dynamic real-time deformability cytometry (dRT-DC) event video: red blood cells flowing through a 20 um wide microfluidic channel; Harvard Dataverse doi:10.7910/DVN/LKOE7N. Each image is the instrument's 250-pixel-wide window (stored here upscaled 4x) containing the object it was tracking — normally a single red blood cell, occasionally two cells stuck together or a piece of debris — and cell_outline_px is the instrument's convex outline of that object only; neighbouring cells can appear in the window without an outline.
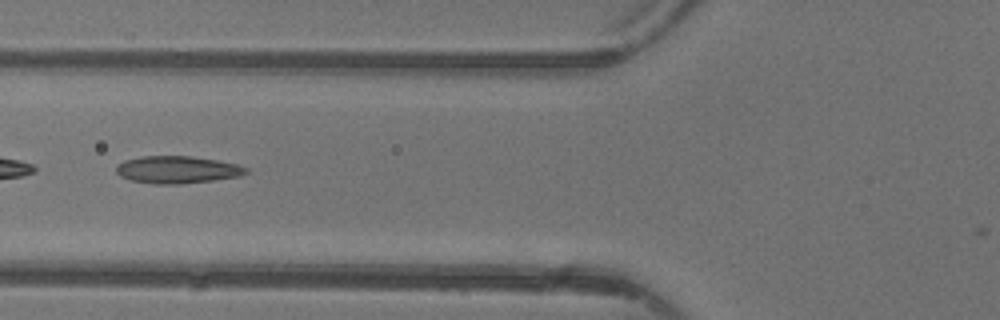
{"species": "common noctule bat (a hibernating species)", "species_latin": "Nyctalus noctula", "temperature_condition": "warm", "stored_images_in_passage": 34, "camera_frame_rate_fps": 3000, "um_per_image_px": 0.085, "animal": {"sex": "female"}, "frame": {"image": 1, "passage_image": 6, "time_ms": 1.667, "image_size_px": [1000, 320], "cell_outline_px": [[248, 172], [240, 176], [212, 180], [180, 184], [156, 184], [132, 180], [120, 176], [116, 172], [116, 164], [124, 160], [140, 156], [188, 156], [216, 160], [236, 164], [248, 168]], "centroid_in_image_um": [15.04, 14.42], "position_along_channel_um": 110.8, "area_um2": 20.58}, "authors_computed_cell_mechanics": {"area_um2": 19.4497, "velocity_mm_per_s": 4.4191, "shape_relaxation_time_tau1_ms": null, "shape_relaxation_time_tau2_ms": 1.7394, "deformation_change_tau1": null, "deformation_change_tau2": 0.1097}}